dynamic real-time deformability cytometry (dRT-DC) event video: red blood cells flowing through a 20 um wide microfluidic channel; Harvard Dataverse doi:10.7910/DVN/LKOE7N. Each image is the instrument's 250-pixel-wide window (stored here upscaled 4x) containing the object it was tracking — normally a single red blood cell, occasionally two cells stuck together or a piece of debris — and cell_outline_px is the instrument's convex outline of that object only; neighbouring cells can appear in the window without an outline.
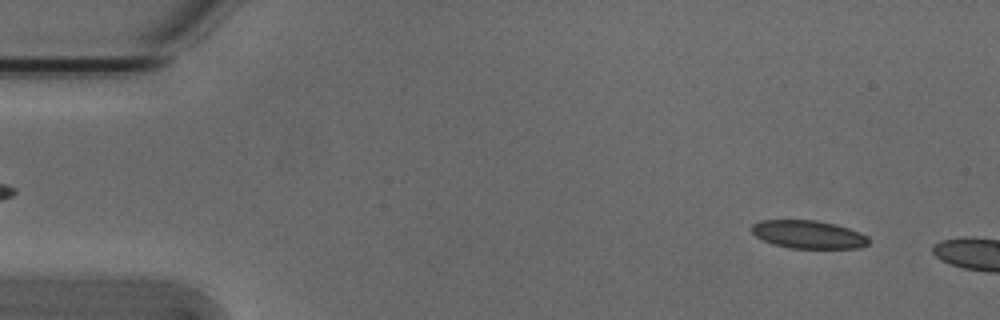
{"species": "Egyptian fruit bat (a non-hibernating species)", "species_latin": "Rousettus aegyptiacus", "temperature_condition": "cold", "stored_images_in_passage": 12, "camera_frame_rate_fps": 3000, "um_per_image_px": 0.085, "animal": {"sex": "male"}, "frame": {"image": 1, "passage_image": 4, "time_ms": 1.0, "image_size_px": [1000, 320], "cell_outline_px": [[868, 244], [860, 248], [788, 248], [772, 244], [756, 236], [752, 232], [752, 224], [760, 220], [816, 220], [836, 224], [860, 232], [868, 236]], "centroid_in_image_um": [68.71, 19.93], "position_along_channel_um": 16.3, "area_um2": 19.19}}